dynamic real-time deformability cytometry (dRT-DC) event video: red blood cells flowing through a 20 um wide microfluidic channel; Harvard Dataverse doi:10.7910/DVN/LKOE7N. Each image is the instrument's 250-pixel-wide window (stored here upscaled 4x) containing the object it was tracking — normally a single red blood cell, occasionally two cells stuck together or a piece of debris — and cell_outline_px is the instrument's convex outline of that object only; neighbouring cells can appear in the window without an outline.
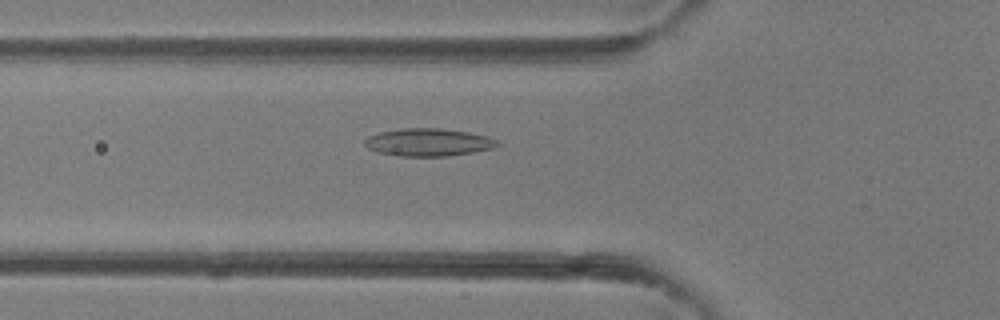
{"species": "common noctule bat (a hibernating species)", "species_latin": "Nyctalus noctula", "temperature_condition": "room temperature", "stored_images_in_passage": 33, "camera_frame_rate_fps": 3000, "um_per_image_px": 0.085, "animal": {"sex": "female"}, "frame": {"image": 1, "passage_image": 7, "time_ms": 2.0, "image_size_px": [1000, 320], "cell_outline_px": [[500, 144], [492, 148], [472, 152], [448, 156], [400, 156], [376, 152], [368, 148], [364, 144], [364, 140], [368, 136], [380, 132], [400, 128], [444, 128], [468, 132], [488, 136], [500, 140]], "centroid_in_image_um": [36.41, 12.08], "position_along_channel_um": 89.4, "area_um2": 21.56}}
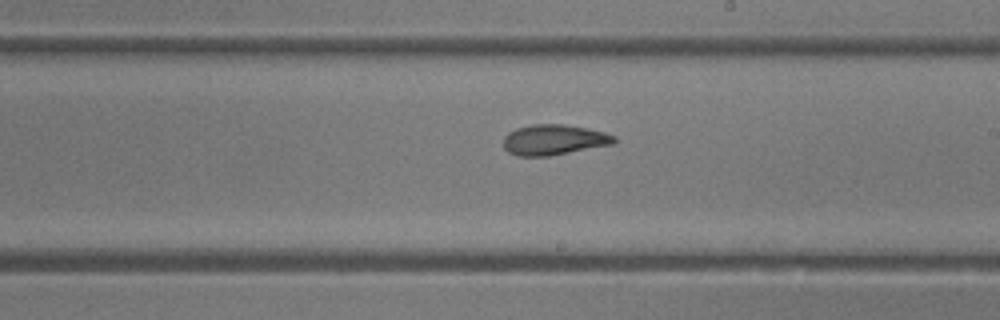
{"frame": {"image": 2, "passage_image": 16, "time_ms": 5.0, "image_size_px": [1000, 320], "cell_outline_px": [[616, 140], [612, 144], [548, 156], [516, 156], [508, 152], [504, 148], [504, 136], [508, 132], [516, 128], [532, 124], [564, 124], [604, 132], [616, 136]], "centroid_in_image_um": [47.04, 11.88], "position_along_channel_um": 242.0, "area_um2": 19.54}}
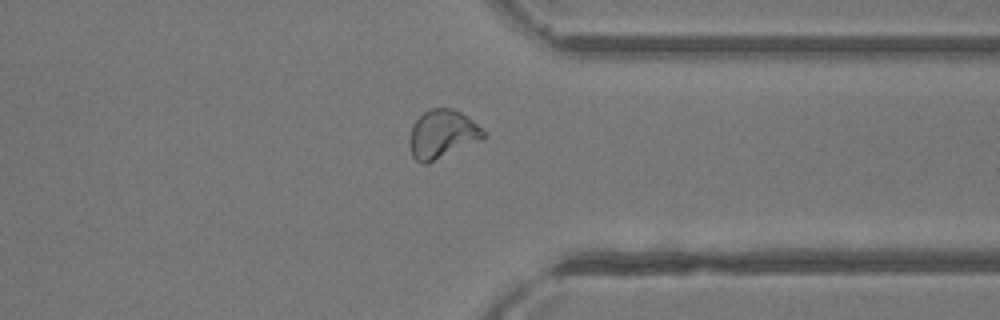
{"frame": {"image": 3, "passage_image": 24, "time_ms": 7.667, "image_size_px": [1000, 320], "cell_outline_px": [[488, 136], [428, 164], [420, 164], [412, 156], [408, 140], [412, 124], [428, 108], [452, 108], [460, 112], [476, 124]], "centroid_in_image_um": [37.54, 11.42], "position_along_channel_um": 373.9, "area_um2": 20.81}}